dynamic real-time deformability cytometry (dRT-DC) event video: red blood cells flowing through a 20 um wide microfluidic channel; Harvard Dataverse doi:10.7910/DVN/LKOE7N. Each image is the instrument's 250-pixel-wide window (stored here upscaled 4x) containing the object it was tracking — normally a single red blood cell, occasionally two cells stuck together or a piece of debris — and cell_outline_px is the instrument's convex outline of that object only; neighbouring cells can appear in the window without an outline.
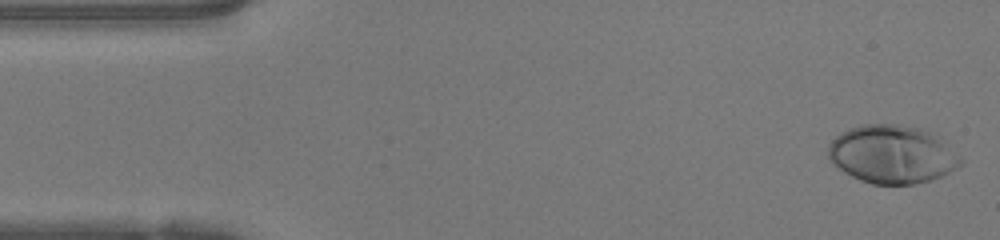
{"species": "human", "species_latin": "Homo sapiens", "temperature_condition": "warm", "stored_images_in_passage": 47, "camera_frame_rate_fps": 3000, "um_per_image_px": 0.085, "donor": {"sex": "female"}, "frame": {"image": 1, "passage_image": 1, "time_ms": 0.0, "image_size_px": [1000, 240], "cell_outline_px": [[964, 164], [932, 180], [912, 184], [872, 184], [860, 180], [844, 172], [832, 164], [828, 156], [828, 144], [840, 132], [848, 128], [860, 124], [896, 124], [920, 128], [936, 132], [964, 160]], "centroid_in_image_um": [75.85, 13.1], "position_along_channel_um": 9.2, "area_um2": 45.49}}
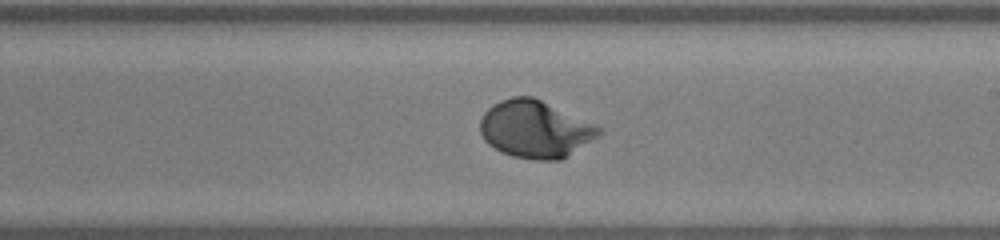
{"frame": {"image": 2, "passage_image": 26, "time_ms": 8.333, "image_size_px": [1000, 240], "cell_outline_px": [[604, 132], [568, 156], [560, 160], [536, 160], [512, 156], [500, 152], [488, 144], [484, 140], [480, 132], [480, 120], [484, 112], [492, 104], [500, 100], [512, 96], [532, 96], [600, 124], [604, 128]], "centroid_in_image_um": [45.53, 10.97], "position_along_channel_um": 243.5, "area_um2": 40.4}}
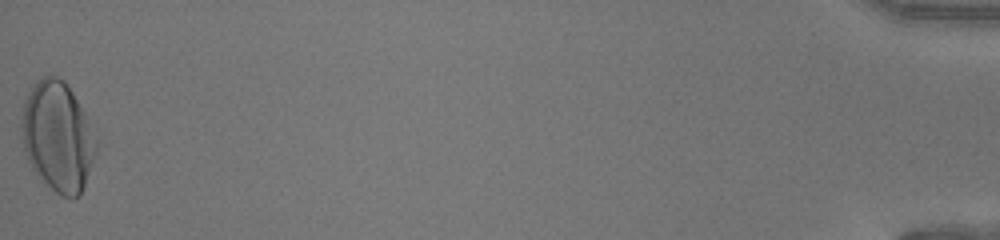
{"frame": {"image": 3, "passage_image": 47, "time_ms": 15.333, "image_size_px": [1000, 240], "cell_outline_px": [[100, 140], [96, 152], [80, 196], [60, 196], [32, 168], [24, 152], [20, 128], [20, 120], [24, 100], [28, 92], [36, 80], [44, 76], [60, 76], [64, 80], [72, 92], [84, 112]], "centroid_in_image_um": [4.9, 11.56], "position_along_channel_um": 430.3, "area_um2": 47.92}, "authors_computed_cell_mechanics": {"area_um2": 38.726, "velocity_mm_per_s": 4.2195, "shape_relaxation_time_tau1_ms": 2.8293, "shape_relaxation_time_tau2_ms": null, "deformation_change_tau1": 0.1929, "deformation_change_tau2": null}}